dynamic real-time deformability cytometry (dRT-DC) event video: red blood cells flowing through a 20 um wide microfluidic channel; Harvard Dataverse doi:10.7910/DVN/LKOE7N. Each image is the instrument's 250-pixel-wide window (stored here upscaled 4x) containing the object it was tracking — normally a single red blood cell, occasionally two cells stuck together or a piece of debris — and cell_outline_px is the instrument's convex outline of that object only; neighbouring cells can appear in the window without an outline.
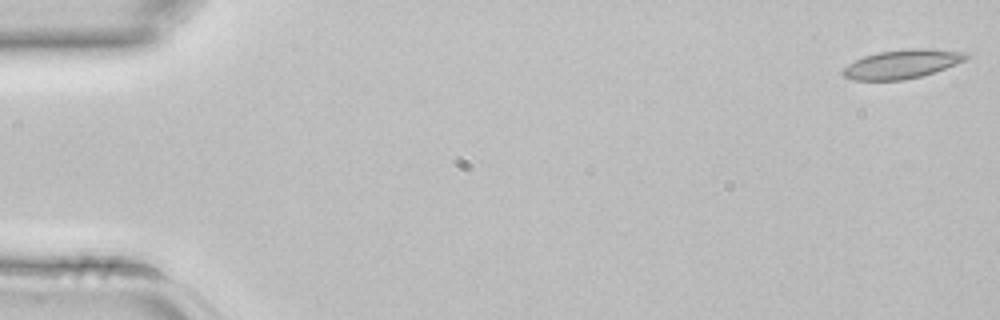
{"species": "common noctule bat (a hibernating species)", "species_latin": "Nyctalus noctula", "temperature_condition": "room temperature", "stored_images_in_passage": 4, "camera_frame_rate_fps": 3000, "um_per_image_px": 0.085, "animal": {"sex": "female", "body_mass_g": 22.7, "forearm_length_mm": 54.2}, "frame": {"image": 1, "passage_image": 1, "time_ms": 0.0, "image_size_px": [1000, 320], "cell_outline_px": [[972, 56], [956, 64], [920, 76], [904, 80], [852, 80], [844, 76], [840, 72], [848, 64], [864, 56], [876, 52], [904, 48], [928, 48], [968, 52]], "centroid_in_image_um": [76.68, 5.42], "position_along_channel_um": 8.3, "area_um2": 20.87}}
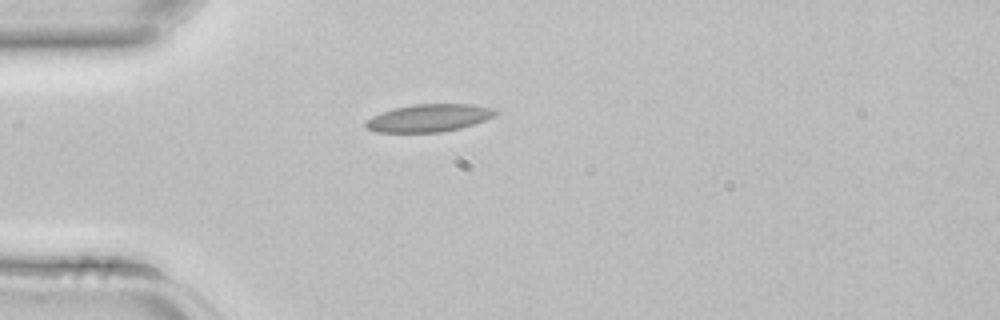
{"frame": {"image": 2, "passage_image": 4, "time_ms": 1.0, "image_size_px": [1000, 320], "cell_outline_px": [[500, 112], [496, 116], [460, 128], [440, 132], [376, 132], [368, 128], [364, 124], [364, 120], [380, 112], [392, 108], [412, 104], [472, 104], [492, 108]], "centroid_in_image_um": [36.43, 10.01], "position_along_channel_um": 48.6, "area_um2": 20.98}}